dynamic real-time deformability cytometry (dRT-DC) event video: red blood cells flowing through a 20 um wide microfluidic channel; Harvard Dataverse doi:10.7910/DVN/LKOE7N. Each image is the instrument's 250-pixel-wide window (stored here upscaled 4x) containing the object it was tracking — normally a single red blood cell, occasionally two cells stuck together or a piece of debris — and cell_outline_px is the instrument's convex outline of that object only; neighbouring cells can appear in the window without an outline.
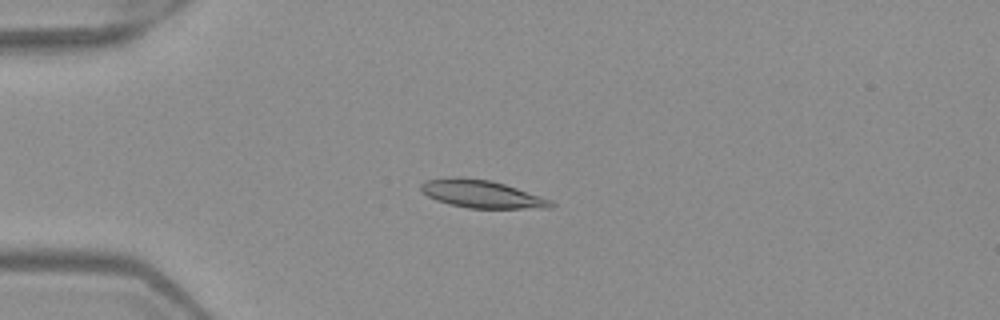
{"species": "Egyptian fruit bat (a non-hibernating species)", "species_latin": "Rousettus aegyptiacus", "temperature_condition": "warm", "stored_images_in_passage": 6, "camera_frame_rate_fps": 3000, "um_per_image_px": 0.085, "frame": {"image": 1, "passage_image": 3, "time_ms": 0.667, "image_size_px": [1000, 320], "cell_outline_px": [[556, 204], [552, 208], [468, 208], [448, 204], [436, 200], [420, 192], [420, 184], [428, 180], [452, 176], [460, 176], [492, 180], [552, 200]], "centroid_in_image_um": [40.91, 16.48], "position_along_channel_um": 44.1, "area_um2": 21.21}}
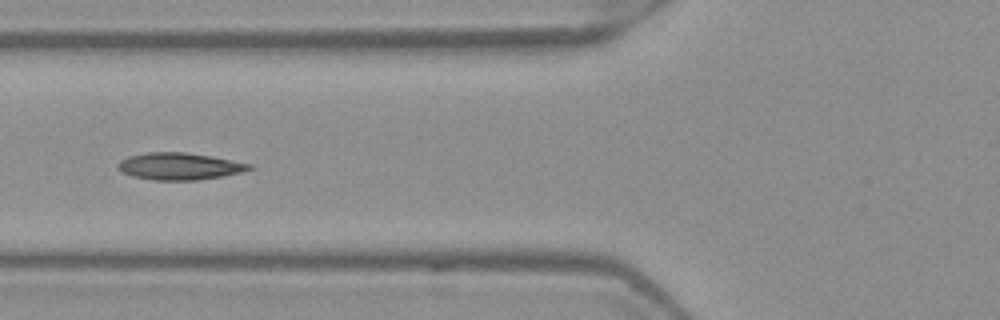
{"frame": {"image": 2, "passage_image": 5, "time_ms": 1.333, "image_size_px": [1000, 320], "cell_outline_px": [[256, 168], [244, 172], [196, 180], [152, 180], [100, 176], [120, 160], [128, 156], [148, 152], [184, 152], [212, 156], [252, 164]], "centroid_in_image_um": [14.88, 14.17], "position_along_channel_um": 110.9, "area_um2": 22.48}}
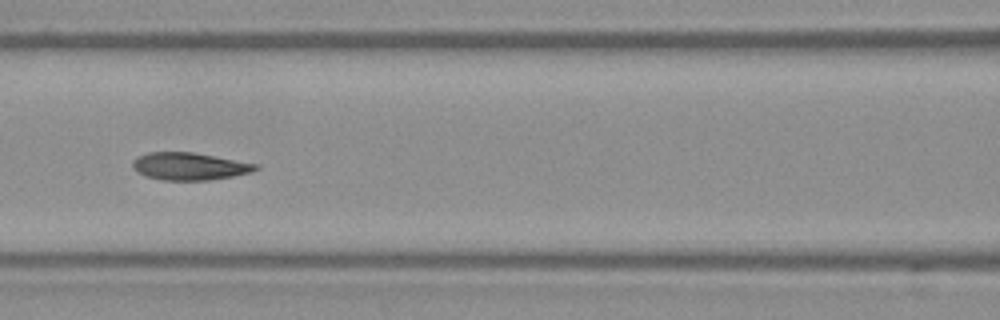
{"frame": {"image": 3, "passage_image": 6, "time_ms": 1.667, "image_size_px": [1000, 320], "cell_outline_px": [[260, 168], [252, 172], [232, 176], [208, 180], [160, 180], [144, 176], [136, 172], [132, 168], [132, 160], [136, 156], [148, 152], [192, 152], [260, 164]], "centroid_in_image_um": [16.07, 14.13], "position_along_channel_um": 150.5, "area_um2": 19.94}}